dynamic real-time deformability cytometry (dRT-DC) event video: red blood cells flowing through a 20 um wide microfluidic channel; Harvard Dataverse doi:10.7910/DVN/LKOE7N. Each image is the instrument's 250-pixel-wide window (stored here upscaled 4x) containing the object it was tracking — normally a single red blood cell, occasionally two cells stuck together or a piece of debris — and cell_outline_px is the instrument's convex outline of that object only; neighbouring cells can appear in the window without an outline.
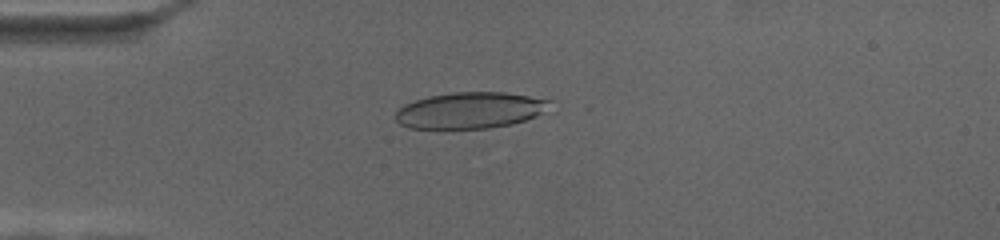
{"species": "human", "species_latin": "Homo sapiens", "temperature_condition": "cold", "stored_images_in_passage": 56, "camera_frame_rate_fps": 3000, "um_per_image_px": 0.085, "donor": {"sex": "female"}, "frame": {"image": 1, "passage_image": 5, "time_ms": 1.333, "image_size_px": [1000, 240], "cell_outline_px": [[552, 100], [536, 116], [512, 124], [488, 128], [408, 128], [400, 124], [396, 120], [396, 112], [404, 104], [428, 96], [452, 92], [504, 92]], "centroid_in_image_um": [39.9, 9.37], "position_along_channel_um": 45.1, "area_um2": 32.19}}
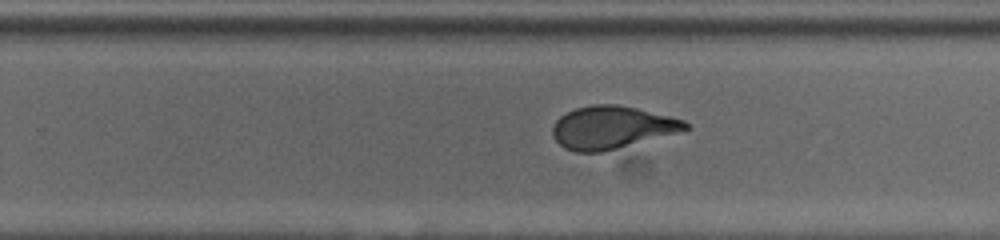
{"frame": {"image": 2, "passage_image": 31, "time_ms": 10.0, "image_size_px": [1000, 240], "cell_outline_px": [[692, 128], [616, 148], [600, 152], [576, 152], [564, 148], [552, 136], [552, 128], [556, 120], [560, 116], [576, 108], [592, 104], [616, 104], [636, 108], [684, 120]], "centroid_in_image_um": [51.96, 10.82], "position_along_channel_um": 277.8, "area_um2": 32.54}}
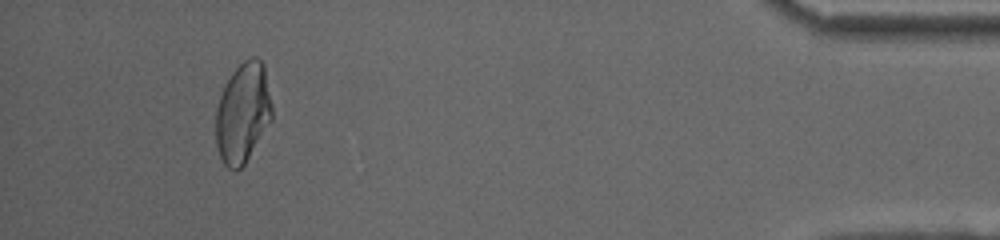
{"frame": {"image": 3, "passage_image": 51, "time_ms": 16.667, "image_size_px": [1000, 240], "cell_outline_px": [[272, 120], [244, 164], [236, 172], [228, 168], [224, 164], [220, 156], [216, 144], [216, 108], [224, 84], [232, 72], [244, 60], [252, 56], [256, 56], [264, 64], [272, 104]], "centroid_in_image_um": [20.64, 9.58], "position_along_channel_um": 414.6, "area_um2": 32.95}}